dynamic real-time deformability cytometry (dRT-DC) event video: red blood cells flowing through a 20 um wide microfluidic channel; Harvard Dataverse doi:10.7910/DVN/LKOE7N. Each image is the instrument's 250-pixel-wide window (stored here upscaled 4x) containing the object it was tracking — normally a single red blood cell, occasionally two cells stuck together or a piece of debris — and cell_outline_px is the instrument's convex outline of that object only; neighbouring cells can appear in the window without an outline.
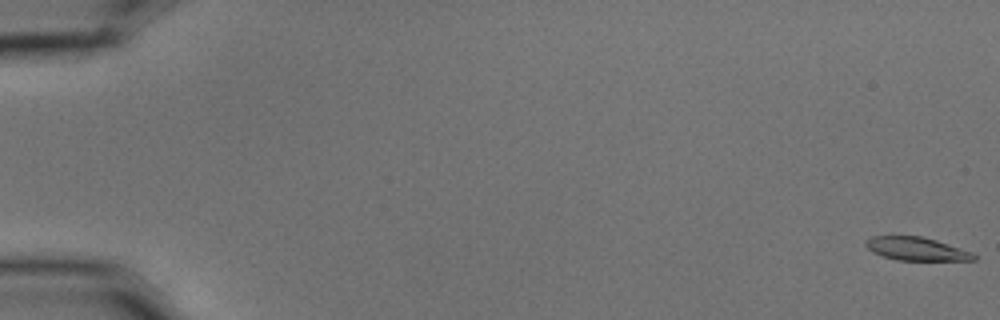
{"species": "common noctule bat (a hibernating species)", "species_latin": "Nyctalus noctula", "temperature_condition": "cold", "stored_images_in_passage": 6, "camera_frame_rate_fps": 3000, "um_per_image_px": 0.085, "animal": {"sex": "male", "body_mass_g": 15.6}, "frame": {"image": 1, "passage_image": 1, "time_ms": 0.0, "image_size_px": [1000, 320], "cell_outline_px": [[976, 260], [896, 260], [872, 252], [864, 244], [864, 240], [872, 236], [892, 232], [920, 236], [936, 240], [972, 252], [976, 256]], "centroid_in_image_um": [77.78, 21.09], "position_along_channel_um": 7.2, "area_um2": 15.26}}
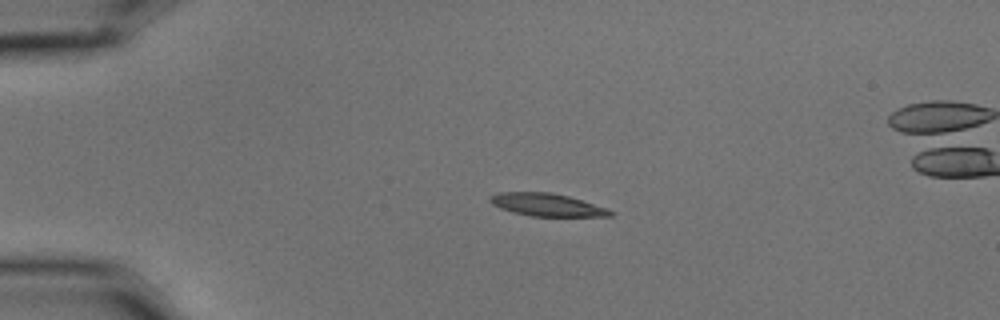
{"frame": {"image": 2, "passage_image": 4, "time_ms": 1.0, "image_size_px": [1000, 320], "cell_outline_px": [[616, 212], [612, 216], [532, 216], [512, 212], [500, 208], [492, 204], [488, 200], [492, 196], [500, 192], [548, 192], [568, 196], [608, 208]], "centroid_in_image_um": [46.51, 17.41], "position_along_channel_um": 38.5, "area_um2": 15.84}}